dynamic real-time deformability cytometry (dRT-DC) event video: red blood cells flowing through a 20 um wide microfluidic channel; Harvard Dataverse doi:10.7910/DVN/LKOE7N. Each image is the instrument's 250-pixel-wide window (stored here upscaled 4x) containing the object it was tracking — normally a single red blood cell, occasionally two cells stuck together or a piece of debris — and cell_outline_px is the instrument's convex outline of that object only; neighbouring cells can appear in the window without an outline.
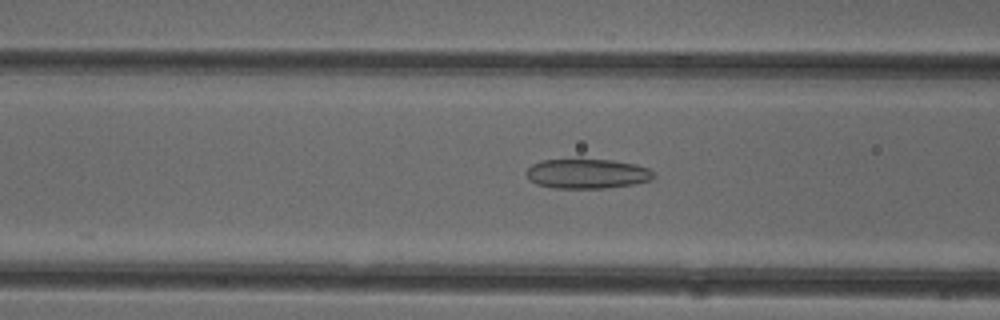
{"species": "common noctule bat (a hibernating species)", "species_latin": "Nyctalus noctula", "temperature_condition": "cold", "stored_images_in_passage": 40, "camera_frame_rate_fps": 3000, "um_per_image_px": 0.085, "animal": {"sex": "female"}, "frame": {"image": 1, "passage_image": 9, "time_ms": 2.667, "image_size_px": [1000, 320], "cell_outline_px": [[656, 176], [652, 180], [632, 184], [604, 188], [552, 188], [536, 184], [528, 180], [524, 172], [532, 164], [540, 160], [580, 156], [612, 160], [636, 164], [648, 168]], "centroid_in_image_um": [49.83, 14.71], "position_along_channel_um": 116.8, "area_um2": 23.12}}
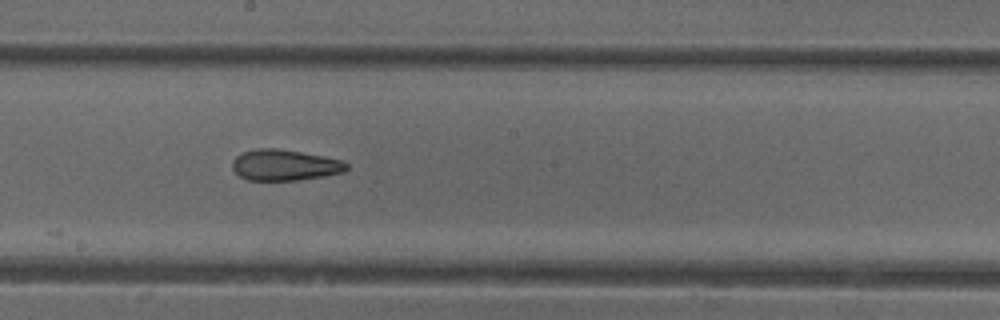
{"frame": {"image": 2, "passage_image": 17, "time_ms": 5.333, "image_size_px": [1000, 320], "cell_outline_px": [[348, 168], [344, 172], [324, 176], [296, 180], [248, 180], [240, 176], [232, 168], [232, 160], [240, 152], [256, 148], [276, 148], [324, 156], [344, 160], [348, 164]], "centroid_in_image_um": [24.19, 14.02], "position_along_channel_um": 224.0, "area_um2": 20.75}}
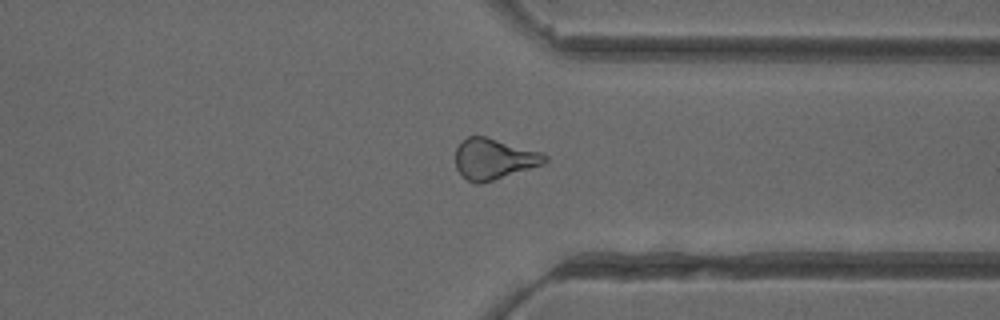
{"frame": {"image": 3, "passage_image": 28, "time_ms": 9.0, "image_size_px": [1000, 320], "cell_outline_px": [[548, 160], [544, 164], [480, 184], [476, 184], [468, 180], [456, 168], [456, 148], [468, 136], [484, 136], [540, 152], [548, 156]], "centroid_in_image_um": [41.98, 13.52], "position_along_channel_um": 369.4, "area_um2": 20.87}, "authors_computed_cell_mechanics": {"area_um2": 21.2704, "velocity_mm_per_s": 4.0173, "shape_relaxation_time_tau1_ms": null, "shape_relaxation_time_tau2_ms": 3.3306, "deformation_change_tau1": null, "deformation_change_tau2": 0.1326}}